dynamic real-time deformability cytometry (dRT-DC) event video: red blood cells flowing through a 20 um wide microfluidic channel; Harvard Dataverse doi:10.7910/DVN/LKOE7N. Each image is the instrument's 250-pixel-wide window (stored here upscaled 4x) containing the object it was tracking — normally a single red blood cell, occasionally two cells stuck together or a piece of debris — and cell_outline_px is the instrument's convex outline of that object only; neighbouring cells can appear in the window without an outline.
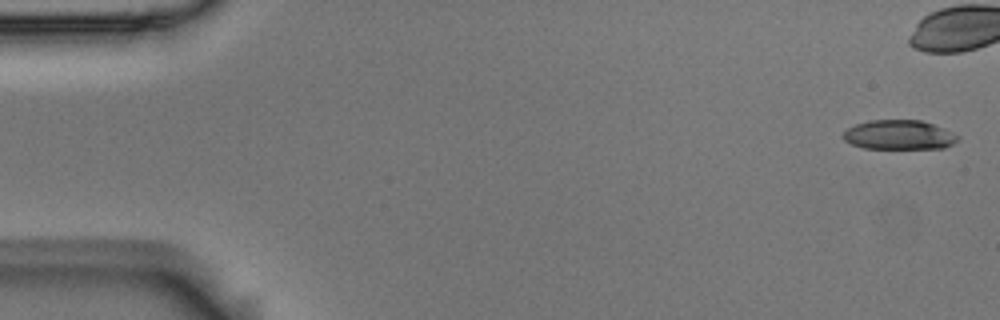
{"species": "Egyptian fruit bat (a non-hibernating species)", "species_latin": "Rousettus aegyptiacus", "temperature_condition": "room temperature", "stored_images_in_passage": 13, "camera_frame_rate_fps": 3000, "um_per_image_px": 0.085, "animal": {"sex": "male"}, "frame": {"image": 1, "passage_image": 1, "time_ms": 0.0, "image_size_px": [1000, 320], "cell_outline_px": [[960, 136], [952, 144], [944, 148], [864, 148], [852, 144], [844, 140], [840, 136], [848, 128], [856, 124], [872, 120], [920, 120], [932, 124]], "centroid_in_image_um": [76.38, 11.46], "position_along_channel_um": 8.6, "area_um2": 19.42}}